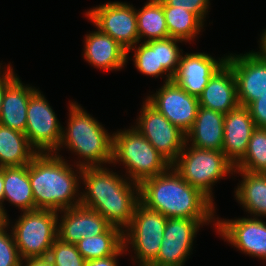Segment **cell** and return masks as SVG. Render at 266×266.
I'll return each instance as SVG.
<instances>
[{"mask_svg":"<svg viewBox=\"0 0 266 266\" xmlns=\"http://www.w3.org/2000/svg\"><path fill=\"white\" fill-rule=\"evenodd\" d=\"M198 102L201 107L223 114L239 106L236 79L226 62L210 78Z\"/></svg>","mask_w":266,"mask_h":266,"instance_id":"ffe728a7","label":"cell"},{"mask_svg":"<svg viewBox=\"0 0 266 266\" xmlns=\"http://www.w3.org/2000/svg\"><path fill=\"white\" fill-rule=\"evenodd\" d=\"M9 223L8 218L0 222V266H20L22 259L13 234L7 233Z\"/></svg>","mask_w":266,"mask_h":266,"instance_id":"1f68e13d","label":"cell"},{"mask_svg":"<svg viewBox=\"0 0 266 266\" xmlns=\"http://www.w3.org/2000/svg\"><path fill=\"white\" fill-rule=\"evenodd\" d=\"M58 221V238L76 244L82 238L105 233L112 225L98 212L81 205L63 209Z\"/></svg>","mask_w":266,"mask_h":266,"instance_id":"ac0fdd59","label":"cell"},{"mask_svg":"<svg viewBox=\"0 0 266 266\" xmlns=\"http://www.w3.org/2000/svg\"><path fill=\"white\" fill-rule=\"evenodd\" d=\"M256 127L266 128V95L247 106Z\"/></svg>","mask_w":266,"mask_h":266,"instance_id":"836d02e7","label":"cell"},{"mask_svg":"<svg viewBox=\"0 0 266 266\" xmlns=\"http://www.w3.org/2000/svg\"><path fill=\"white\" fill-rule=\"evenodd\" d=\"M37 154L25 133L0 124V167L28 165Z\"/></svg>","mask_w":266,"mask_h":266,"instance_id":"cb8c5ba5","label":"cell"},{"mask_svg":"<svg viewBox=\"0 0 266 266\" xmlns=\"http://www.w3.org/2000/svg\"><path fill=\"white\" fill-rule=\"evenodd\" d=\"M234 167V170L266 173V128H254L244 157Z\"/></svg>","mask_w":266,"mask_h":266,"instance_id":"f546056e","label":"cell"},{"mask_svg":"<svg viewBox=\"0 0 266 266\" xmlns=\"http://www.w3.org/2000/svg\"><path fill=\"white\" fill-rule=\"evenodd\" d=\"M123 162L127 178L140 184L164 173L171 164L135 128L113 133L112 163Z\"/></svg>","mask_w":266,"mask_h":266,"instance_id":"5b68a950","label":"cell"},{"mask_svg":"<svg viewBox=\"0 0 266 266\" xmlns=\"http://www.w3.org/2000/svg\"><path fill=\"white\" fill-rule=\"evenodd\" d=\"M227 56L219 60L206 53L182 54L173 81L188 94L199 97L214 73L226 62Z\"/></svg>","mask_w":266,"mask_h":266,"instance_id":"e0dca14e","label":"cell"},{"mask_svg":"<svg viewBox=\"0 0 266 266\" xmlns=\"http://www.w3.org/2000/svg\"><path fill=\"white\" fill-rule=\"evenodd\" d=\"M67 128L62 130L61 142L54 154L66 146L79 157L76 167H102L112 163L113 134L107 132L95 118L82 109L78 103L71 102Z\"/></svg>","mask_w":266,"mask_h":266,"instance_id":"277c9868","label":"cell"},{"mask_svg":"<svg viewBox=\"0 0 266 266\" xmlns=\"http://www.w3.org/2000/svg\"><path fill=\"white\" fill-rule=\"evenodd\" d=\"M139 42L169 38L163 5L160 0H149L142 9H136Z\"/></svg>","mask_w":266,"mask_h":266,"instance_id":"4316f807","label":"cell"},{"mask_svg":"<svg viewBox=\"0 0 266 266\" xmlns=\"http://www.w3.org/2000/svg\"><path fill=\"white\" fill-rule=\"evenodd\" d=\"M178 42H184L177 38H166L141 42L138 47L133 46L130 50L134 51V65L144 75L158 77L166 75L164 82L173 80V76L178 70L183 50L177 46Z\"/></svg>","mask_w":266,"mask_h":266,"instance_id":"4fadbf2b","label":"cell"},{"mask_svg":"<svg viewBox=\"0 0 266 266\" xmlns=\"http://www.w3.org/2000/svg\"><path fill=\"white\" fill-rule=\"evenodd\" d=\"M139 200L167 218L216 219L214 203L186 182L172 165L139 184Z\"/></svg>","mask_w":266,"mask_h":266,"instance_id":"7a4b0ae2","label":"cell"},{"mask_svg":"<svg viewBox=\"0 0 266 266\" xmlns=\"http://www.w3.org/2000/svg\"><path fill=\"white\" fill-rule=\"evenodd\" d=\"M20 266H54V263L49 259L48 256H46V257L28 258L25 259L24 261L21 260Z\"/></svg>","mask_w":266,"mask_h":266,"instance_id":"8d00e7d4","label":"cell"},{"mask_svg":"<svg viewBox=\"0 0 266 266\" xmlns=\"http://www.w3.org/2000/svg\"><path fill=\"white\" fill-rule=\"evenodd\" d=\"M260 52L266 57V29L264 30V33H262L260 38Z\"/></svg>","mask_w":266,"mask_h":266,"instance_id":"f35d334b","label":"cell"},{"mask_svg":"<svg viewBox=\"0 0 266 266\" xmlns=\"http://www.w3.org/2000/svg\"><path fill=\"white\" fill-rule=\"evenodd\" d=\"M223 220L215 222V229L225 241L249 256L266 260V223L261 218Z\"/></svg>","mask_w":266,"mask_h":266,"instance_id":"2e32d148","label":"cell"},{"mask_svg":"<svg viewBox=\"0 0 266 266\" xmlns=\"http://www.w3.org/2000/svg\"><path fill=\"white\" fill-rule=\"evenodd\" d=\"M169 37L185 42L200 33L204 23L192 12L181 7L163 6Z\"/></svg>","mask_w":266,"mask_h":266,"instance_id":"f1b7e54d","label":"cell"},{"mask_svg":"<svg viewBox=\"0 0 266 266\" xmlns=\"http://www.w3.org/2000/svg\"><path fill=\"white\" fill-rule=\"evenodd\" d=\"M212 219L167 218L156 259L149 266H184L200 226Z\"/></svg>","mask_w":266,"mask_h":266,"instance_id":"7c38bea8","label":"cell"},{"mask_svg":"<svg viewBox=\"0 0 266 266\" xmlns=\"http://www.w3.org/2000/svg\"><path fill=\"white\" fill-rule=\"evenodd\" d=\"M41 93L37 90L29 99L25 135L38 153H54L60 145L64 128Z\"/></svg>","mask_w":266,"mask_h":266,"instance_id":"30bf717a","label":"cell"},{"mask_svg":"<svg viewBox=\"0 0 266 266\" xmlns=\"http://www.w3.org/2000/svg\"><path fill=\"white\" fill-rule=\"evenodd\" d=\"M58 211L37 209L23 212L11 230L20 258L46 257L58 238Z\"/></svg>","mask_w":266,"mask_h":266,"instance_id":"52a82bcc","label":"cell"},{"mask_svg":"<svg viewBox=\"0 0 266 266\" xmlns=\"http://www.w3.org/2000/svg\"><path fill=\"white\" fill-rule=\"evenodd\" d=\"M84 47V59L98 69L119 70L128 59L127 50L99 29L86 35Z\"/></svg>","mask_w":266,"mask_h":266,"instance_id":"44dd1931","label":"cell"},{"mask_svg":"<svg viewBox=\"0 0 266 266\" xmlns=\"http://www.w3.org/2000/svg\"><path fill=\"white\" fill-rule=\"evenodd\" d=\"M167 217L152 210L140 201L137 203L131 224L123 231L124 248L135 251L138 266H149L157 257L163 240Z\"/></svg>","mask_w":266,"mask_h":266,"instance_id":"ba28073f","label":"cell"},{"mask_svg":"<svg viewBox=\"0 0 266 266\" xmlns=\"http://www.w3.org/2000/svg\"><path fill=\"white\" fill-rule=\"evenodd\" d=\"M124 245L114 254L106 258L85 261L84 266H118L117 257L125 252Z\"/></svg>","mask_w":266,"mask_h":266,"instance_id":"d590c367","label":"cell"},{"mask_svg":"<svg viewBox=\"0 0 266 266\" xmlns=\"http://www.w3.org/2000/svg\"><path fill=\"white\" fill-rule=\"evenodd\" d=\"M146 101L185 134L191 129L200 107L198 98L173 80L164 82L155 94L147 96Z\"/></svg>","mask_w":266,"mask_h":266,"instance_id":"9a60e30c","label":"cell"},{"mask_svg":"<svg viewBox=\"0 0 266 266\" xmlns=\"http://www.w3.org/2000/svg\"><path fill=\"white\" fill-rule=\"evenodd\" d=\"M134 127L172 165L186 143V134L146 100Z\"/></svg>","mask_w":266,"mask_h":266,"instance_id":"9c48e42d","label":"cell"},{"mask_svg":"<svg viewBox=\"0 0 266 266\" xmlns=\"http://www.w3.org/2000/svg\"><path fill=\"white\" fill-rule=\"evenodd\" d=\"M172 166L186 182L199 189L212 202L214 183L233 174L235 169L223 151L188 147L187 143Z\"/></svg>","mask_w":266,"mask_h":266,"instance_id":"8992f818","label":"cell"},{"mask_svg":"<svg viewBox=\"0 0 266 266\" xmlns=\"http://www.w3.org/2000/svg\"><path fill=\"white\" fill-rule=\"evenodd\" d=\"M6 71L1 73L0 71V115H1V110H2V103H3V98L5 95L6 88L17 78V75L14 73L13 68L9 64L8 67H6ZM0 70H1V65H0Z\"/></svg>","mask_w":266,"mask_h":266,"instance_id":"e575fe53","label":"cell"},{"mask_svg":"<svg viewBox=\"0 0 266 266\" xmlns=\"http://www.w3.org/2000/svg\"><path fill=\"white\" fill-rule=\"evenodd\" d=\"M4 181H3V168L0 167V219L4 221L8 218L6 210L3 207V191H4Z\"/></svg>","mask_w":266,"mask_h":266,"instance_id":"74e56055","label":"cell"},{"mask_svg":"<svg viewBox=\"0 0 266 266\" xmlns=\"http://www.w3.org/2000/svg\"><path fill=\"white\" fill-rule=\"evenodd\" d=\"M226 63L236 79L239 105L248 106L266 95V57L260 52L227 56Z\"/></svg>","mask_w":266,"mask_h":266,"instance_id":"5bb4252c","label":"cell"},{"mask_svg":"<svg viewBox=\"0 0 266 266\" xmlns=\"http://www.w3.org/2000/svg\"><path fill=\"white\" fill-rule=\"evenodd\" d=\"M70 166L61 155L54 153H38L32 159L29 163V181L35 210L59 212L80 205L78 187L82 168L79 167L75 173L73 166Z\"/></svg>","mask_w":266,"mask_h":266,"instance_id":"3957f363","label":"cell"},{"mask_svg":"<svg viewBox=\"0 0 266 266\" xmlns=\"http://www.w3.org/2000/svg\"><path fill=\"white\" fill-rule=\"evenodd\" d=\"M123 245V231L115 226H111L103 234L85 237L76 243L78 251L86 261L114 255Z\"/></svg>","mask_w":266,"mask_h":266,"instance_id":"83f0119b","label":"cell"},{"mask_svg":"<svg viewBox=\"0 0 266 266\" xmlns=\"http://www.w3.org/2000/svg\"><path fill=\"white\" fill-rule=\"evenodd\" d=\"M163 6L181 7L194 13L202 22L208 15L209 0H160Z\"/></svg>","mask_w":266,"mask_h":266,"instance_id":"d6a6232c","label":"cell"},{"mask_svg":"<svg viewBox=\"0 0 266 266\" xmlns=\"http://www.w3.org/2000/svg\"><path fill=\"white\" fill-rule=\"evenodd\" d=\"M255 127L246 106L239 105L225 114L222 151L234 166L244 157Z\"/></svg>","mask_w":266,"mask_h":266,"instance_id":"d6986e66","label":"cell"},{"mask_svg":"<svg viewBox=\"0 0 266 266\" xmlns=\"http://www.w3.org/2000/svg\"><path fill=\"white\" fill-rule=\"evenodd\" d=\"M101 32L108 34L127 51L139 43L136 8L123 2H108L86 12Z\"/></svg>","mask_w":266,"mask_h":266,"instance_id":"8fae6325","label":"cell"},{"mask_svg":"<svg viewBox=\"0 0 266 266\" xmlns=\"http://www.w3.org/2000/svg\"><path fill=\"white\" fill-rule=\"evenodd\" d=\"M3 202L18 207L22 212L35 210L32 187L29 181V164L21 167L3 168Z\"/></svg>","mask_w":266,"mask_h":266,"instance_id":"484cf974","label":"cell"},{"mask_svg":"<svg viewBox=\"0 0 266 266\" xmlns=\"http://www.w3.org/2000/svg\"><path fill=\"white\" fill-rule=\"evenodd\" d=\"M54 266H84L85 259L81 256L76 244L66 243L57 238L48 253Z\"/></svg>","mask_w":266,"mask_h":266,"instance_id":"4dcf8cb0","label":"cell"},{"mask_svg":"<svg viewBox=\"0 0 266 266\" xmlns=\"http://www.w3.org/2000/svg\"><path fill=\"white\" fill-rule=\"evenodd\" d=\"M224 116L221 112L200 106L191 129L186 133L187 145L222 151Z\"/></svg>","mask_w":266,"mask_h":266,"instance_id":"7402d4cb","label":"cell"},{"mask_svg":"<svg viewBox=\"0 0 266 266\" xmlns=\"http://www.w3.org/2000/svg\"><path fill=\"white\" fill-rule=\"evenodd\" d=\"M17 77L5 91L0 115V124L22 133L27 126V108L30 97L38 90L23 85Z\"/></svg>","mask_w":266,"mask_h":266,"instance_id":"603a6c76","label":"cell"},{"mask_svg":"<svg viewBox=\"0 0 266 266\" xmlns=\"http://www.w3.org/2000/svg\"><path fill=\"white\" fill-rule=\"evenodd\" d=\"M103 167L82 168L80 180L86 191L80 192V205L98 212L112 226L124 231L140 201L139 184Z\"/></svg>","mask_w":266,"mask_h":266,"instance_id":"6da1fadb","label":"cell"},{"mask_svg":"<svg viewBox=\"0 0 266 266\" xmlns=\"http://www.w3.org/2000/svg\"><path fill=\"white\" fill-rule=\"evenodd\" d=\"M234 172L242 176V181L235 188L236 200L253 217L266 216V173L243 170H234Z\"/></svg>","mask_w":266,"mask_h":266,"instance_id":"d4e9b609","label":"cell"}]
</instances>
